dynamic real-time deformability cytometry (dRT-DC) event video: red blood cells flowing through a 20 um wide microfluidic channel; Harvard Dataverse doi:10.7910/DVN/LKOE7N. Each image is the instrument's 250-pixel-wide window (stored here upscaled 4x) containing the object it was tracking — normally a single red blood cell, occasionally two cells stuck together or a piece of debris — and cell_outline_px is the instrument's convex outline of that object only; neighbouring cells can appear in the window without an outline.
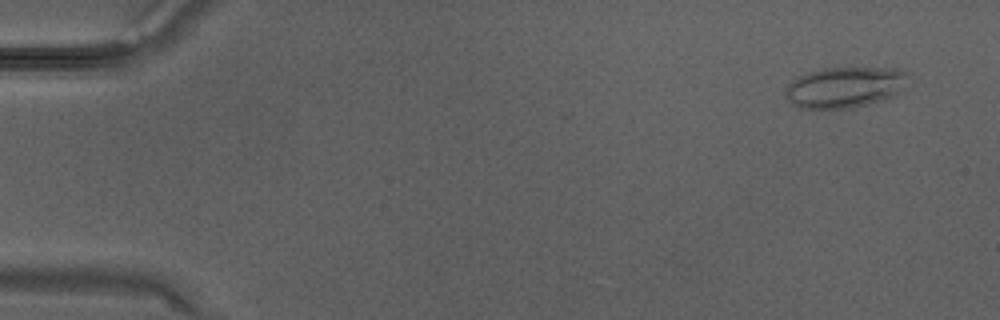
{"species": "Egyptian fruit bat (a non-hibernating species)", "species_latin": "Rousettus aegyptiacus", "temperature_condition": "warm", "stored_images_in_passage": 12, "camera_frame_rate_fps": 3000, "um_per_image_px": 0.085, "animal": {"sex": "male"}, "frame": {"image": 1, "passage_image": 3, "time_ms": 0.667, "image_size_px": [1000, 320], "cell_outline_px": [[908, 72], [896, 96], [884, 100], [852, 108], [800, 108], [792, 104], [784, 96], [784, 88], [796, 76], [820, 68], [900, 68]], "centroid_in_image_um": [71.74, 7.41], "position_along_channel_um": 13.3, "area_um2": 29.36}}